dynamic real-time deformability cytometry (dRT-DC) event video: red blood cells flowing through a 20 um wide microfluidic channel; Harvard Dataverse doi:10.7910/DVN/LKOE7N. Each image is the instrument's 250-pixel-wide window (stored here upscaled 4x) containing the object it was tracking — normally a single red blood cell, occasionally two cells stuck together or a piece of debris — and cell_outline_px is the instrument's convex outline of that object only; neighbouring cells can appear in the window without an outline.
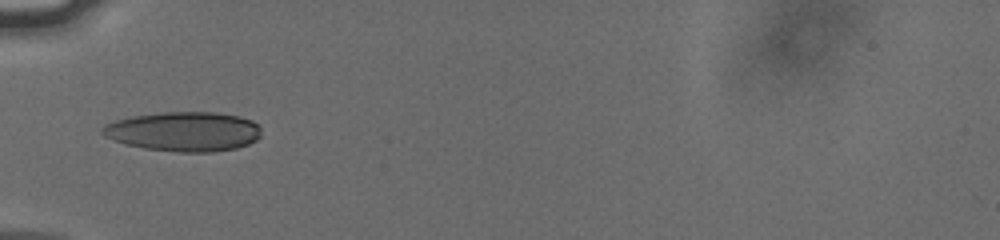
{"species": "human", "species_latin": "Homo sapiens", "temperature_condition": "cold", "stored_images_in_passage": 36, "camera_frame_rate_fps": 3000, "um_per_image_px": 0.085, "donor": {"sex": "male"}, "frame": {"image": 1, "passage_image": 1, "time_ms": 0.0, "image_size_px": [1000, 240], "cell_outline_px": [[260, 136], [256, 140], [248, 144], [236, 148], [212, 152], [176, 152], [144, 148], [124, 144], [104, 136], [100, 132], [100, 128], [104, 124], [116, 120], [132, 116], [160, 112], [216, 112], [240, 116], [252, 120], [260, 124]], "centroid_in_image_um": [15.62, 11.17], "position_along_channel_um": 69.4, "area_um2": 36.99}}
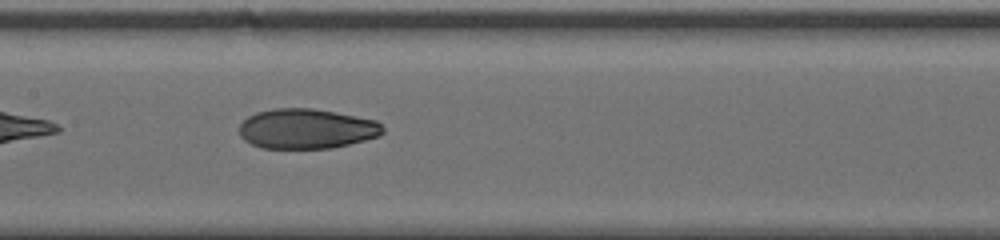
{"frame": {"image": 2, "passage_image": 10, "time_ms": 3.0, "image_size_px": [1000, 240], "cell_outline_px": [[384, 132], [380, 136], [332, 148], [260, 148], [244, 140], [240, 136], [240, 124], [248, 116], [256, 112], [272, 108], [312, 108], [336, 112], [376, 120], [384, 128]], "centroid_in_image_um": [26.05, 10.94], "position_along_channel_um": 181.3, "area_um2": 33.52}}
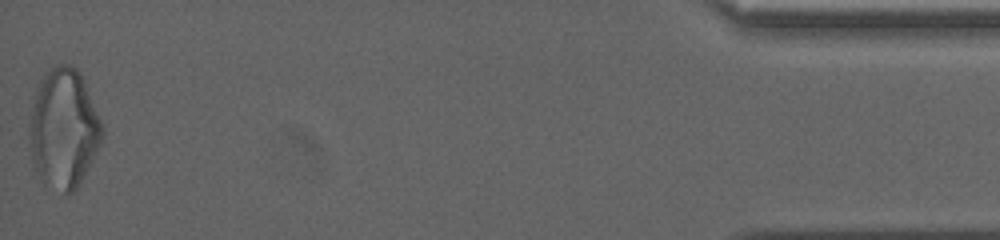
{"frame": {"image": 3, "passage_image": 36, "time_ms": 11.667, "image_size_px": [1000, 240], "cell_outline_px": [[104, 136], [76, 192], [68, 196], [40, 180], [36, 172], [32, 160], [28, 132], [28, 120], [32, 96], [44, 72], [52, 64], [68, 64], [76, 68], [80, 72], [84, 80], [104, 128]], "centroid_in_image_um": [5.38, 10.92], "position_along_channel_um": 429.8, "area_um2": 51.73}, "authors_computed_cell_mechanics": {"area_um2": 34.5066, "velocity_mm_per_s": 3.8115, "shape_relaxation_time_tau1_ms": null, "shape_relaxation_time_tau2_ms": 2.027, "deformation_change_tau1": null, "deformation_change_tau2": 0.0759}}